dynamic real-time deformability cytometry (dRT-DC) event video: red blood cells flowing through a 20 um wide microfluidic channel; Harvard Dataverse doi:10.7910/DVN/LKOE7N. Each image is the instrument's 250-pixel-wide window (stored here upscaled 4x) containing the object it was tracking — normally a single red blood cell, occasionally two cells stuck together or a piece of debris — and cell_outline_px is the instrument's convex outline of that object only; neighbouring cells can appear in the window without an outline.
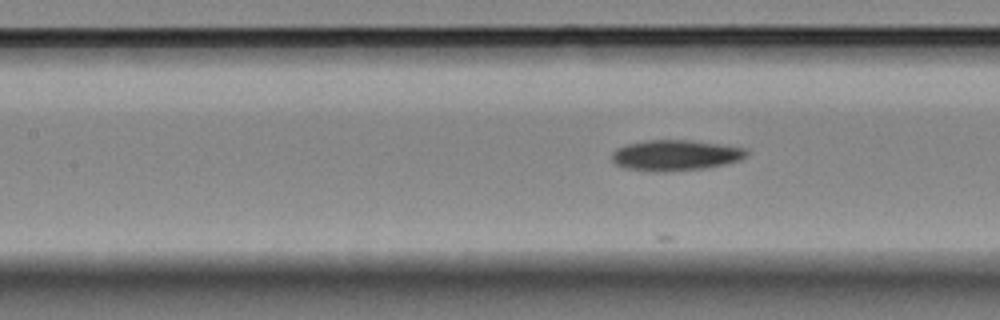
{"species": "Egyptian fruit bat (a non-hibernating species)", "species_latin": "Rousettus aegyptiacus", "temperature_condition": "room temperature", "stored_images_in_passage": 14, "camera_frame_rate_fps": 3000, "um_per_image_px": 0.085, "animal": {"sex": "female"}, "frame": {"image": 1, "passage_image": 10, "time_ms": 3.0, "image_size_px": [1000, 320], "cell_outline_px": [[748, 156], [740, 160], [724, 164], [704, 168], [652, 172], [628, 168], [616, 164], [612, 160], [612, 152], [616, 148], [628, 144], [648, 140], [688, 140], [720, 144], [748, 148]], "centroid_in_image_um": [57.44, 13.19], "position_along_channel_um": 150.0, "area_um2": 23.93}}
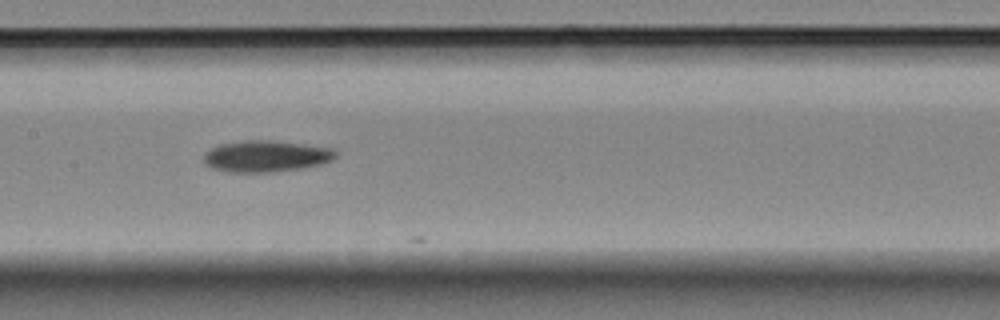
{"frame": {"image": 2, "passage_image": 13, "time_ms": 4.0, "image_size_px": [1000, 320], "cell_outline_px": [[336, 156], [332, 160], [320, 164], [304, 168], [272, 172], [228, 172], [212, 168], [204, 164], [204, 152], [220, 144], [244, 140], [272, 140], [336, 148]], "centroid_in_image_um": [22.62, 13.27], "position_along_channel_um": 184.8, "area_um2": 24.39}}